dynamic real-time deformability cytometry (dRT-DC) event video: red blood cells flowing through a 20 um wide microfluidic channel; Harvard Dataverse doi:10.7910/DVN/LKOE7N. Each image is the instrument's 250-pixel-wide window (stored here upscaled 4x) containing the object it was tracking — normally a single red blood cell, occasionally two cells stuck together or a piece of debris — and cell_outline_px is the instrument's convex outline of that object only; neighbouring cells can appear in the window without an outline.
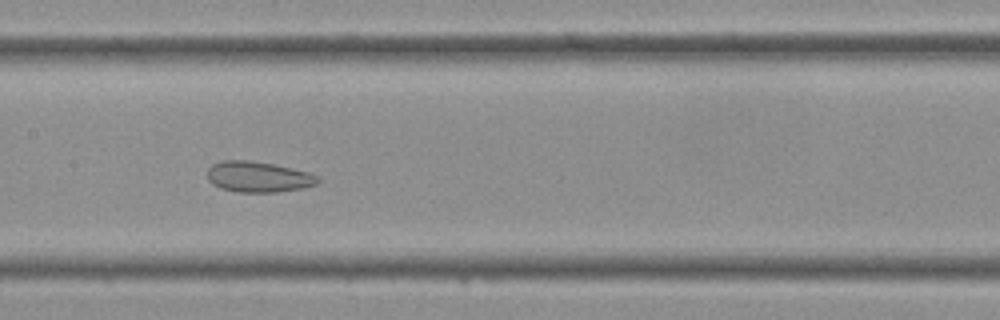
{"species": "Egyptian fruit bat (a non-hibernating species)", "species_latin": "Rousettus aegyptiacus", "temperature_condition": "cold", "stored_images_in_passage": 40, "camera_frame_rate_fps": 3000, "um_per_image_px": 0.085, "frame": {"image": 1, "passage_image": 19, "time_ms": 6.0, "image_size_px": [1000, 320], "cell_outline_px": [[320, 180], [316, 184], [304, 188], [276, 192], [236, 192], [220, 188], [212, 184], [208, 180], [208, 168], [212, 164], [224, 160], [248, 160], [272, 164], [292, 168], [308, 172], [320, 176]], "centroid_in_image_um": [21.96, 15.04], "position_along_channel_um": 185.4, "area_um2": 19.88}}
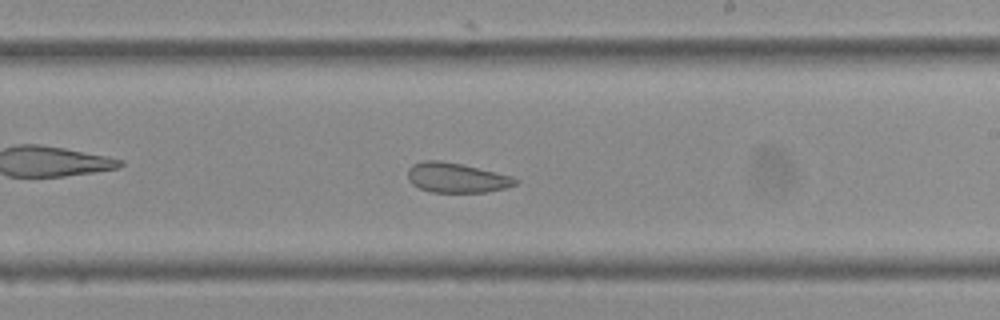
{"frame": {"image": 2, "passage_image": 23, "time_ms": 7.333, "image_size_px": [1000, 320], "cell_outline_px": [[520, 180], [516, 184], [504, 188], [488, 192], [432, 192], [420, 188], [412, 184], [408, 180], [408, 168], [412, 164], [424, 160], [440, 160], [460, 164], [512, 176]], "centroid_in_image_um": [38.78, 15.11], "position_along_channel_um": 250.2, "area_um2": 18.61}}
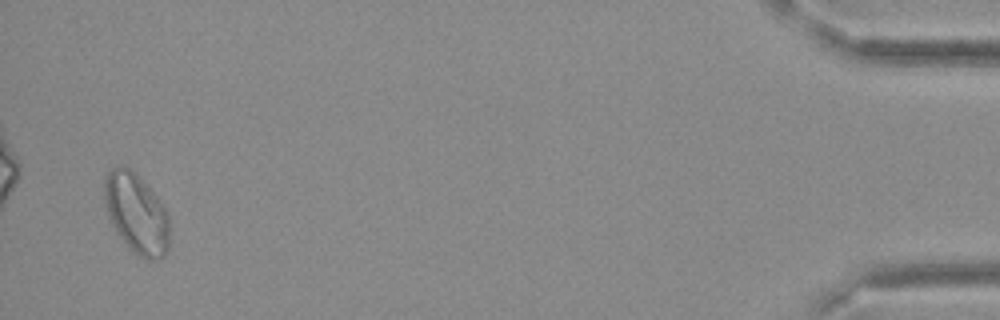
{"frame": {"image": 3, "passage_image": 39, "time_ms": 12.667, "image_size_px": [1000, 320], "cell_outline_px": [[168, 252], [164, 256], [152, 260], [148, 260], [132, 252], [124, 244], [116, 232], [112, 224], [104, 200], [104, 176], [112, 168], [120, 164], [132, 168], [160, 200], [168, 212]], "centroid_in_image_um": [11.58, 18.12], "position_along_channel_um": 423.6, "area_um2": 30.69}}